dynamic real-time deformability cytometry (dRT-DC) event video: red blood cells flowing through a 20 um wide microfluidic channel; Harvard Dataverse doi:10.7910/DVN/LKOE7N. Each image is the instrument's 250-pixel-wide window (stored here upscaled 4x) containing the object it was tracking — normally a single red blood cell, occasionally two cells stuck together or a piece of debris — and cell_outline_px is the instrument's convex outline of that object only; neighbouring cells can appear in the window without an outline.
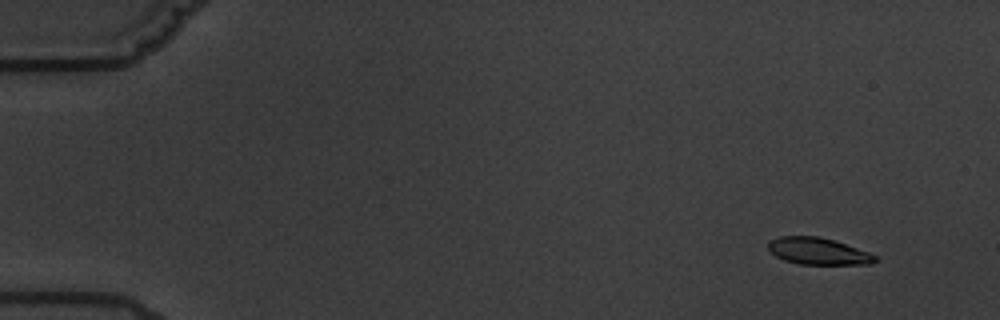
{"species": "common noctule bat (a hibernating species)", "species_latin": "Nyctalus noctula", "temperature_condition": "warm", "stored_images_in_passage": 6, "camera_frame_rate_fps": 3000, "um_per_image_px": 0.085, "animal": {"sex": "male", "body_mass_g": 19.5, "forearm_length_mm": 54.6}, "frame": {"image": 1, "passage_image": 2, "time_ms": 1.333, "image_size_px": [1000, 320], "cell_outline_px": [[880, 260], [872, 264], [800, 264], [784, 260], [776, 256], [768, 248], [768, 240], [780, 236], [820, 236], [868, 252], [876, 256]], "centroid_in_image_um": [69.53, 21.35], "position_along_channel_um": 15.5, "area_um2": 16.65}}